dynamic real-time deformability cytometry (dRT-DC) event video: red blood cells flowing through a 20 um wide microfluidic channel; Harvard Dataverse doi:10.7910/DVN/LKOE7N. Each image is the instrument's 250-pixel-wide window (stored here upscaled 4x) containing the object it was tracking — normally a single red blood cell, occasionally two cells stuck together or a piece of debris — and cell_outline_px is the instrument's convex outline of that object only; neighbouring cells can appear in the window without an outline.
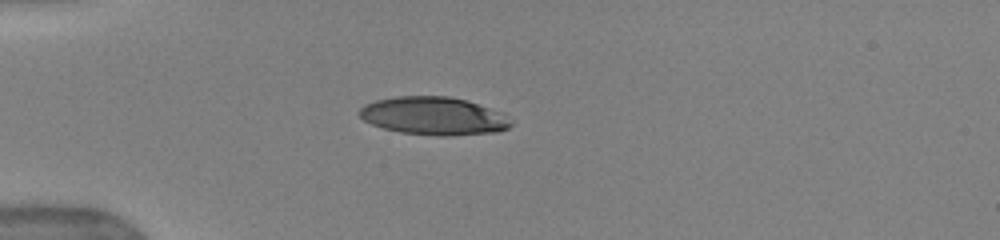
{"species": "human", "species_latin": "Homo sapiens", "temperature_condition": "warm", "stored_images_in_passage": 38, "camera_frame_rate_fps": 3000, "um_per_image_px": 0.085, "donor": {"sex": "female"}, "frame": {"image": 1, "passage_image": 1, "time_ms": 0.0, "image_size_px": [1000, 240], "cell_outline_px": [[512, 124], [508, 128], [496, 132], [452, 136], [436, 136], [400, 132], [384, 128], [372, 124], [364, 120], [356, 112], [364, 104], [376, 100], [396, 96], [448, 96], [468, 100], [500, 112]], "centroid_in_image_um": [36.82, 9.85], "position_along_channel_um": 48.2, "area_um2": 33.58}}
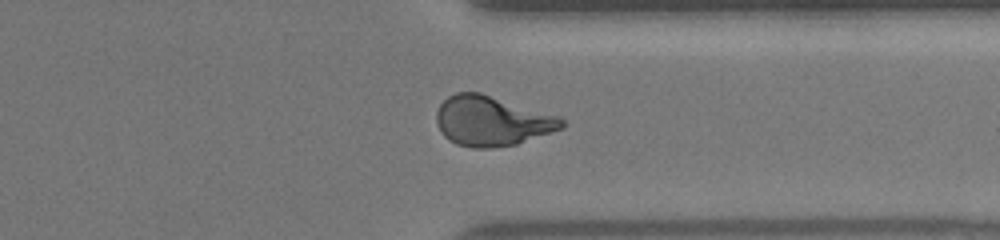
{"frame": {"image": 2, "passage_image": 27, "time_ms": 8.667, "image_size_px": [1000, 240], "cell_outline_px": [[568, 124], [564, 128], [516, 144], [488, 148], [472, 148], [456, 144], [448, 140], [440, 132], [436, 124], [436, 112], [440, 104], [448, 96], [456, 92], [480, 92], [560, 116]], "centroid_in_image_um": [41.81, 10.28], "position_along_channel_um": 369.6, "area_um2": 36.76}}
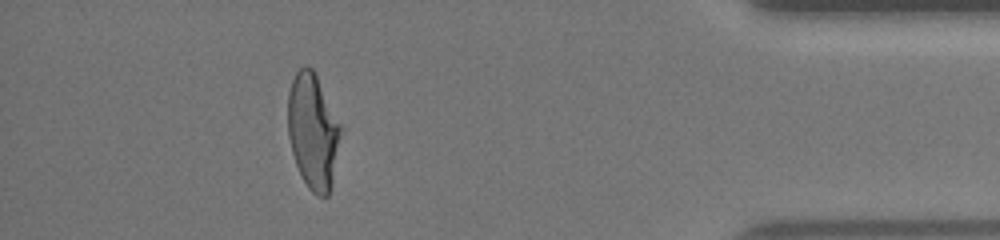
{"frame": {"image": 3, "passage_image": 33, "time_ms": 10.667, "image_size_px": [1000, 240], "cell_outline_px": [[340, 132], [332, 180], [328, 196], [316, 196], [308, 188], [296, 164], [292, 152], [288, 136], [288, 92], [292, 80], [296, 72], [304, 64], [308, 64], [312, 68], [340, 124]], "centroid_in_image_um": [26.56, 11.14], "position_along_channel_um": 408.6, "area_um2": 34.74}, "authors_computed_cell_mechanics": {"area_um2": 35.5181, "velocity_mm_per_s": 3.9722, "shape_relaxation_time_tau1_ms": 6.3524, "shape_relaxation_time_tau2_ms": 0.96, "deformation_change_tau1": 0.2526, "deformation_change_tau2": 0.089}}